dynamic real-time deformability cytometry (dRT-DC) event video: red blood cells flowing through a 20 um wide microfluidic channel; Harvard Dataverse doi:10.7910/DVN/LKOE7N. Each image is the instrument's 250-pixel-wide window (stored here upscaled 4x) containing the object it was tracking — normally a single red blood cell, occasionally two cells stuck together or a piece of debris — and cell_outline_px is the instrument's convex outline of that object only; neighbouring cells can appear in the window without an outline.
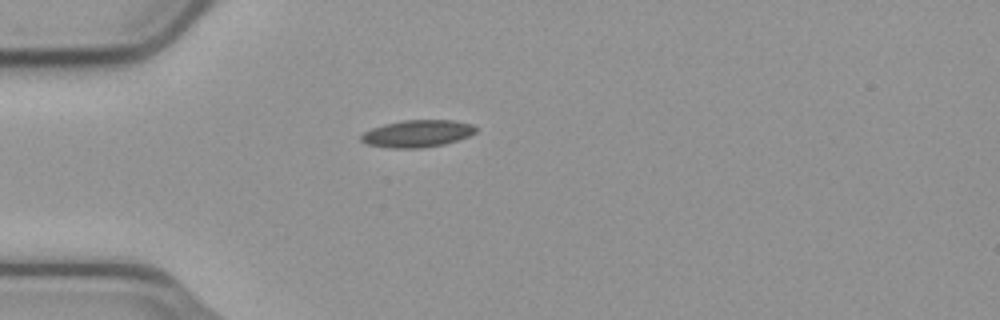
{"species": "common noctule bat (a hibernating species)", "species_latin": "Nyctalus noctula", "temperature_condition": "cold", "stored_images_in_passage": 41, "camera_frame_rate_fps": 3000, "um_per_image_px": 0.085, "animal": {"sex": "male", "body_mass_g": 23.1, "forearm_length_mm": 52.7}, "frame": {"image": 1, "passage_image": 1, "time_ms": 0.0, "image_size_px": [1000, 320], "cell_outline_px": [[476, 132], [468, 136], [444, 144], [420, 148], [388, 148], [368, 144], [360, 140], [360, 136], [364, 132], [372, 128], [384, 124], [404, 120], [452, 120], [472, 124], [476, 128]], "centroid_in_image_um": [35.45, 11.35], "position_along_channel_um": 49.5, "area_um2": 18.03}}
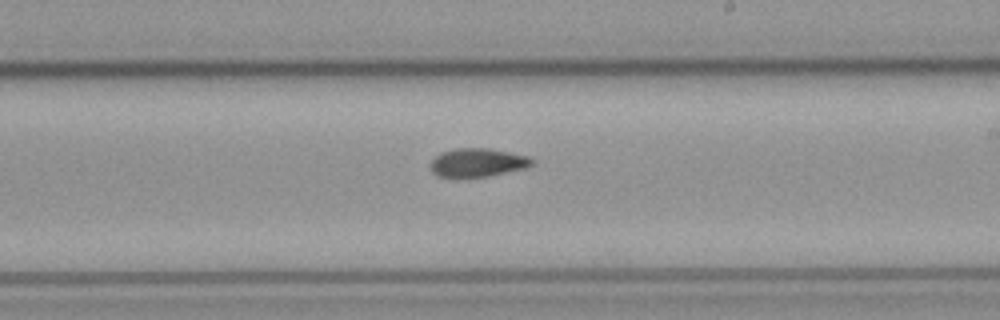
{"frame": {"image": 2, "passage_image": 18, "time_ms": 5.667, "image_size_px": [1000, 320], "cell_outline_px": [[532, 164], [524, 168], [488, 176], [436, 176], [428, 168], [428, 164], [440, 152], [456, 148], [488, 148], [528, 156], [532, 160]], "centroid_in_image_um": [40.52, 13.8], "position_along_channel_um": 248.5, "area_um2": 16.65}}
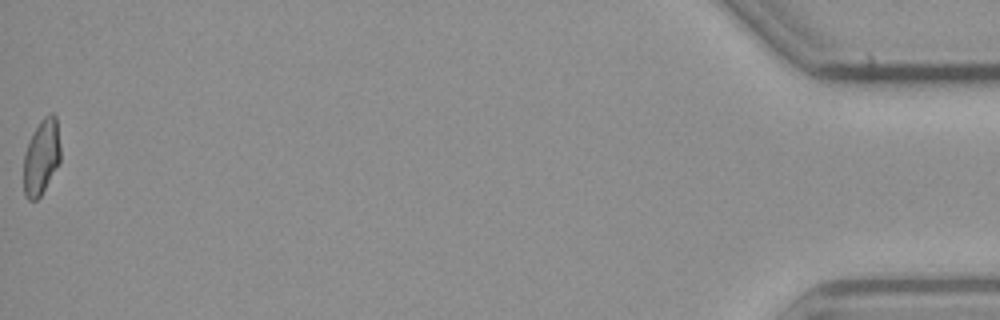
{"frame": {"image": 3, "passage_image": 41, "time_ms": 13.333, "image_size_px": [1000, 320], "cell_outline_px": [[60, 160], [40, 196], [36, 200], [28, 200], [24, 196], [24, 156], [32, 132], [40, 120], [44, 116], [52, 112], [56, 116], [60, 148]], "centroid_in_image_um": [3.51, 13.32], "position_along_channel_um": 431.7, "area_um2": 16.01}, "authors_computed_cell_mechanics": {"area_um2": 16.8198, "velocity_mm_per_s": 3.7335, "shape_relaxation_time_tau1_ms": null, "shape_relaxation_time_tau2_ms": 3.7543, "deformation_change_tau1": null, "deformation_change_tau2": 0.073}}